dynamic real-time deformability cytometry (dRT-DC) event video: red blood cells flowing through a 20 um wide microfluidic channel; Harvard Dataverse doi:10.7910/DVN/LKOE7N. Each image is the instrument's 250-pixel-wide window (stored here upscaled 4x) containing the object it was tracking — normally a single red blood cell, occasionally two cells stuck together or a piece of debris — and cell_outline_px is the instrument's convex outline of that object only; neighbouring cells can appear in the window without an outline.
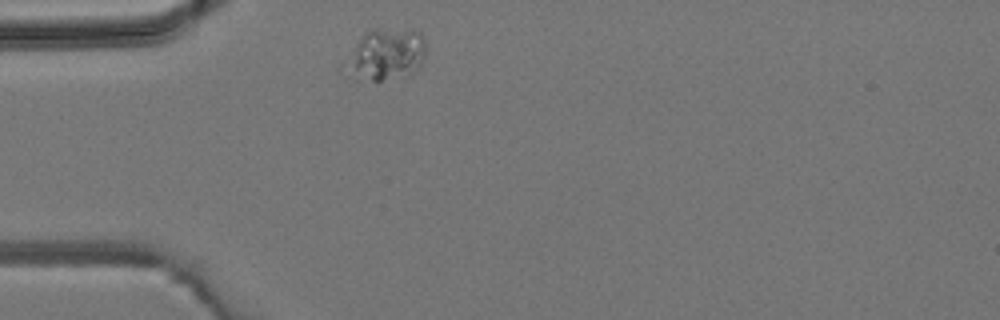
{"species": "common noctule bat (a hibernating species)", "species_latin": "Nyctalus noctula", "temperature_condition": "room temperature", "stored_images_in_passage": 4, "camera_frame_rate_fps": 3000, "um_per_image_px": 0.085, "animal": {"sex": "male", "body_mass_g": 19.2, "forearm_length_mm": 51.8}, "frame": {"image": 1, "passage_image": 4, "time_ms": 3.333, "image_size_px": [1000, 320], "cell_outline_px": [[424, 60], [416, 72], [376, 84], [356, 80], [356, 44], [364, 32], [372, 28], [416, 28], [424, 36]], "centroid_in_image_um": [33.03, 4.59], "position_along_channel_um": 52.0, "area_um2": 23.52}}